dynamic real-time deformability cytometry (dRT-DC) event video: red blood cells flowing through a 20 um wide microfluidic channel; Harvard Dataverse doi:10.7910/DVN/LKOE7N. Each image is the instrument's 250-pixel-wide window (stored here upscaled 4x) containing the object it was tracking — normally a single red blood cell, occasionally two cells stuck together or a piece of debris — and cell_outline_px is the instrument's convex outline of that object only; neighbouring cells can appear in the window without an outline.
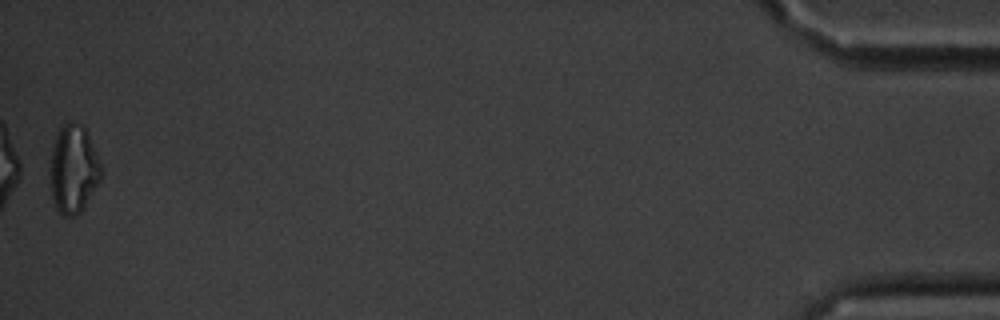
{"species": "common noctule bat (a hibernating species)", "species_latin": "Nyctalus noctula", "temperature_condition": "cold", "stored_images_in_passage": 15, "camera_frame_rate_fps": 3000, "um_per_image_px": 0.085, "animal": {"sex": "male", "body_mass_g": 20.1, "forearm_length_mm": 53.5}, "frame": {"image": 1, "passage_image": 15, "time_ms": 18.0, "image_size_px": [1000, 320], "cell_outline_px": [[104, 168], [100, 180], [84, 208], [76, 216], [64, 216], [56, 208], [52, 200], [48, 172], [48, 160], [52, 144], [60, 128], [68, 120], [72, 120], [84, 124]], "centroid_in_image_um": [6.22, 14.34], "position_along_channel_um": 429.0, "area_um2": 27.4}, "authors_computed_cell_mechanics": {"area_um2": 14.739, "velocity_mm_per_s": 3.4348, "shape_relaxation_time_tau1_ms": null, "shape_relaxation_time_tau2_ms": 4.2357, "deformation_change_tau1": null, "deformation_change_tau2": 0.0609}}